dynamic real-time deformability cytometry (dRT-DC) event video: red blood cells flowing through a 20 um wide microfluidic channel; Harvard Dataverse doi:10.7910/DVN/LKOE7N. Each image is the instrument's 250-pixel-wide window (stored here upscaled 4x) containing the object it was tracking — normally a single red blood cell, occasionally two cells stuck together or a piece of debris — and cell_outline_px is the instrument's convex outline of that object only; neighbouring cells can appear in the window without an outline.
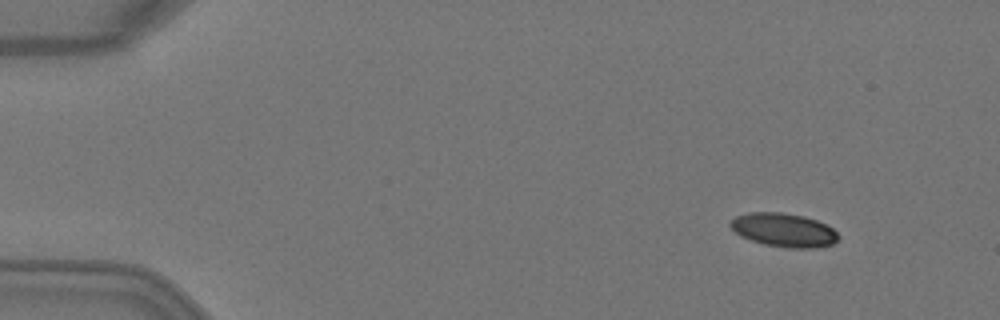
{"species": "Egyptian fruit bat (a non-hibernating species)", "species_latin": "Rousettus aegyptiacus", "temperature_condition": "warm", "stored_images_in_passage": 4, "camera_frame_rate_fps": 3000, "um_per_image_px": 0.085, "animal": {"sex": "female"}, "frame": {"image": 1, "passage_image": 2, "time_ms": 0.333, "image_size_px": [1000, 320], "cell_outline_px": [[840, 236], [832, 244], [812, 248], [788, 248], [764, 244], [740, 236], [728, 224], [728, 220], [736, 216], [748, 212], [780, 212], [804, 216], [816, 220], [832, 228]], "centroid_in_image_um": [66.58, 19.54], "position_along_channel_um": 18.4, "area_um2": 21.15}}